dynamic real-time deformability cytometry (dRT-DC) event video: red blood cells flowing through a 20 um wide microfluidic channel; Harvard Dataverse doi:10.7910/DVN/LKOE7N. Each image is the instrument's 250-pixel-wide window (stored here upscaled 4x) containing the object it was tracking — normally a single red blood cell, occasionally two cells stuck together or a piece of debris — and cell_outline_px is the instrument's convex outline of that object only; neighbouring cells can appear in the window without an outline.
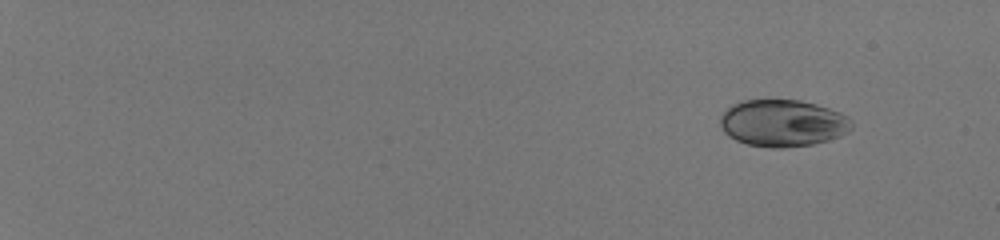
{"species": "human", "species_latin": "Homo sapiens", "temperature_condition": "room temperature", "stored_images_in_passage": 55, "camera_frame_rate_fps": 3000, "um_per_image_px": 0.085, "donor": {"sex": "male"}, "frame": {"image": 1, "passage_image": 7, "time_ms": 2.0, "image_size_px": [1000, 240], "cell_outline_px": [[852, 128], [848, 132], [840, 136], [828, 140], [812, 144], [784, 148], [772, 148], [748, 144], [736, 140], [728, 136], [724, 132], [720, 124], [720, 116], [732, 104], [740, 100], [800, 100], [816, 104], [840, 112], [848, 116], [852, 120]], "centroid_in_image_um": [66.54, 10.46], "position_along_channel_um": 18.5, "area_um2": 36.13}}
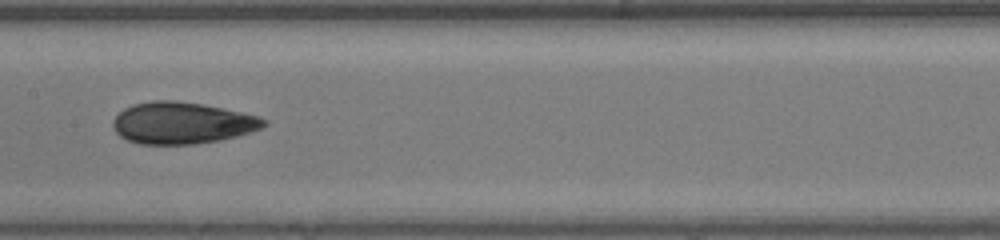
{"frame": {"image": 2, "passage_image": 35, "time_ms": 11.333, "image_size_px": [1000, 240], "cell_outline_px": [[268, 124], [252, 132], [220, 140], [192, 144], [140, 144], [128, 140], [120, 136], [112, 128], [112, 120], [124, 108], [132, 104], [152, 100], [176, 100], [204, 104], [260, 116], [268, 120]], "centroid_in_image_um": [15.48, 10.44], "position_along_channel_um": 191.9, "area_um2": 36.93}}
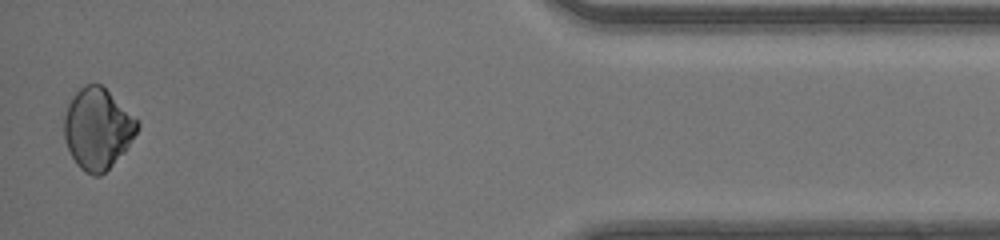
{"frame": {"image": 3, "passage_image": 55, "time_ms": 18.0, "image_size_px": [1000, 240], "cell_outline_px": [[140, 128], [128, 148], [100, 176], [92, 176], [84, 172], [76, 164], [68, 148], [64, 136], [64, 116], [68, 104], [72, 96], [84, 84], [100, 84], [140, 120]], "centroid_in_image_um": [8.32, 10.94], "position_along_channel_um": 426.9, "area_um2": 34.74}, "authors_computed_cell_mechanics": {"area_um2": 35.0268, "velocity_mm_per_s": 4.2284, "shape_relaxation_time_tau1_ms": 4.7519, "shape_relaxation_time_tau2_ms": null, "deformation_change_tau1": 0.1055, "deformation_change_tau2": null}}